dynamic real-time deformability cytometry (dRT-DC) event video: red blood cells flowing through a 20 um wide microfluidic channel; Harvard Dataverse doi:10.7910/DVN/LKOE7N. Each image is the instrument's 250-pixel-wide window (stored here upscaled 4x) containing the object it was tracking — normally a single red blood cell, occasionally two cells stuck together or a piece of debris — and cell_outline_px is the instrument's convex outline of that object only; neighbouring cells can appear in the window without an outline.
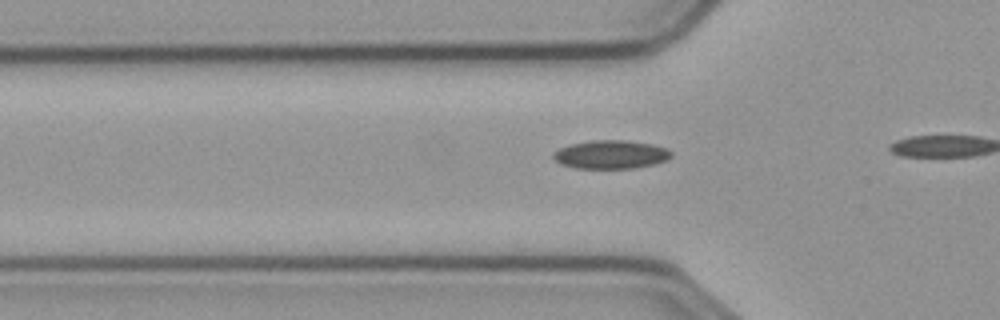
{"species": "common noctule bat (a hibernating species)", "species_latin": "Nyctalus noctula", "temperature_condition": "cold", "stored_images_in_passage": 9, "camera_frame_rate_fps": 3000, "um_per_image_px": 0.085, "animal": {"sex": "male", "body_mass_g": 23.1, "forearm_length_mm": 52.7}, "frame": {"image": 1, "passage_image": 4, "time_ms": 1.0, "image_size_px": [1000, 320], "cell_outline_px": [[672, 156], [668, 160], [636, 168], [576, 168], [560, 164], [552, 156], [552, 152], [560, 148], [572, 144], [592, 140], [624, 140], [652, 144], [664, 148], [672, 152]], "centroid_in_image_um": [51.91, 13.13], "position_along_channel_um": 73.9, "area_um2": 19.48}}
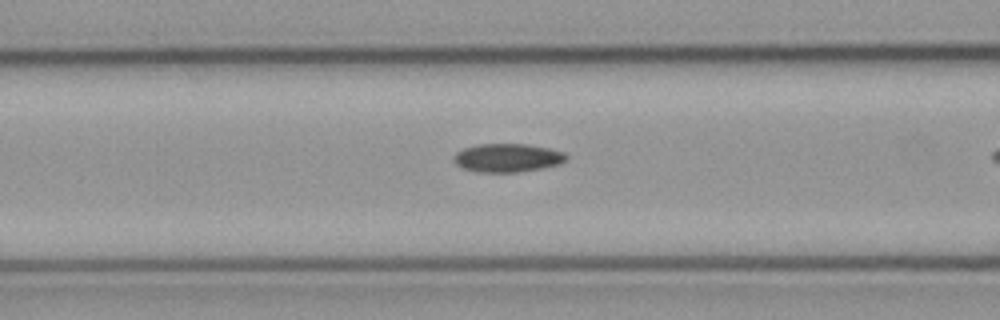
{"frame": {"image": 2, "passage_image": 8, "time_ms": 2.333, "image_size_px": [1000, 320], "cell_outline_px": [[568, 160], [560, 164], [520, 172], [476, 172], [460, 168], [452, 160], [452, 156], [456, 152], [464, 148], [480, 144], [528, 144], [548, 148], [564, 152], [568, 156]], "centroid_in_image_um": [43.11, 13.42], "position_along_channel_um": 123.5, "area_um2": 18.9}}